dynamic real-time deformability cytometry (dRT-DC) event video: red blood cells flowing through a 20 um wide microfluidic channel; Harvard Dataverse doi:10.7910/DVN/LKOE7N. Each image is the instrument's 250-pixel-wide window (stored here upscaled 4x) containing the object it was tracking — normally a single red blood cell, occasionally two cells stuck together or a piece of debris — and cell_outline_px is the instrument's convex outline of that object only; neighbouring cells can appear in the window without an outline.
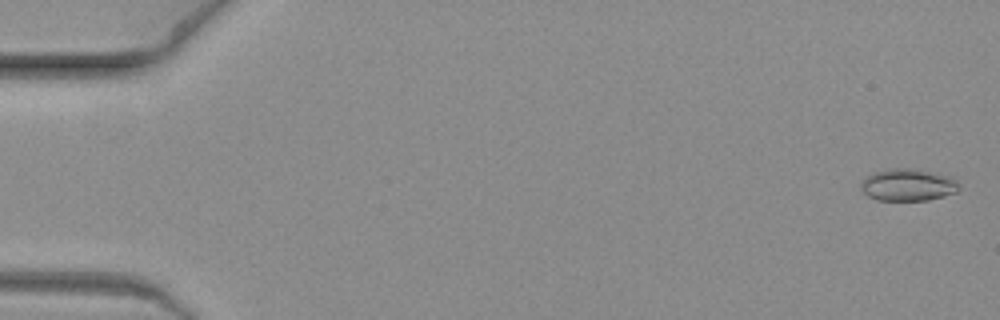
{"species": "common noctule bat (a hibernating species)", "species_latin": "Nyctalus noctula", "temperature_condition": "warm", "stored_images_in_passage": 6, "camera_frame_rate_fps": 3000, "um_per_image_px": 0.085, "animal": {"sex": "female", "body_mass_g": 19.3, "forearm_length_mm": 54.1}, "frame": {"image": 1, "passage_image": 1, "time_ms": 0.0, "image_size_px": [1000, 320], "cell_outline_px": [[960, 188], [956, 192], [944, 196], [928, 200], [876, 200], [868, 196], [860, 188], [860, 184], [864, 176], [872, 172], [888, 168], [908, 168], [952, 176], [956, 180]], "centroid_in_image_um": [77.14, 15.71], "position_along_channel_um": 7.9, "area_um2": 18.55}}